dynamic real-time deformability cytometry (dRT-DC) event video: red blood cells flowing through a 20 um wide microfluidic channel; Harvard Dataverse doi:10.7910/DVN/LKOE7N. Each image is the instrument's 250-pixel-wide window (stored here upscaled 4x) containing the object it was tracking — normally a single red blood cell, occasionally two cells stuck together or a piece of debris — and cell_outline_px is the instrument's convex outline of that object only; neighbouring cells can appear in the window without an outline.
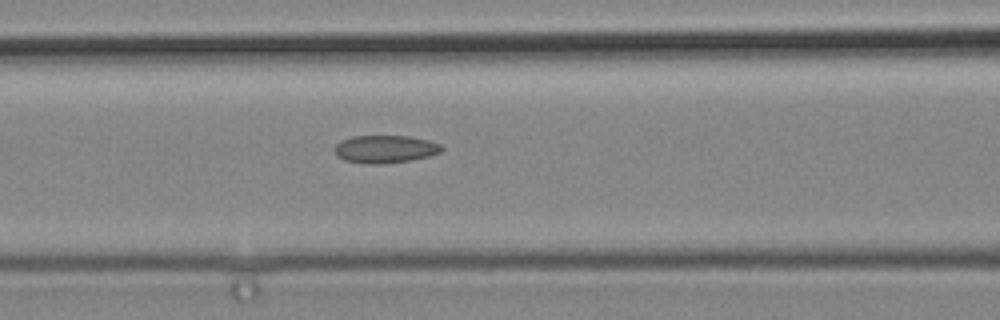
{"species": "common noctule bat (a hibernating species)", "species_latin": "Nyctalus noctula", "temperature_condition": "cold", "stored_images_in_passage": 5, "camera_frame_rate_fps": 3000, "um_per_image_px": 0.085, "animal": {"sex": "male", "body_mass_g": 19.2, "forearm_length_mm": 51.8}, "frame": {"image": 1, "passage_image": 5, "time_ms": 1.333, "image_size_px": [1000, 320], "cell_outline_px": [[444, 148], [440, 152], [428, 156], [412, 160], [384, 164], [368, 164], [344, 160], [336, 156], [332, 148], [340, 140], [352, 136], [408, 136], [428, 140], [440, 144]], "centroid_in_image_um": [32.69, 12.67], "position_along_channel_um": 133.9, "area_um2": 17.51}}